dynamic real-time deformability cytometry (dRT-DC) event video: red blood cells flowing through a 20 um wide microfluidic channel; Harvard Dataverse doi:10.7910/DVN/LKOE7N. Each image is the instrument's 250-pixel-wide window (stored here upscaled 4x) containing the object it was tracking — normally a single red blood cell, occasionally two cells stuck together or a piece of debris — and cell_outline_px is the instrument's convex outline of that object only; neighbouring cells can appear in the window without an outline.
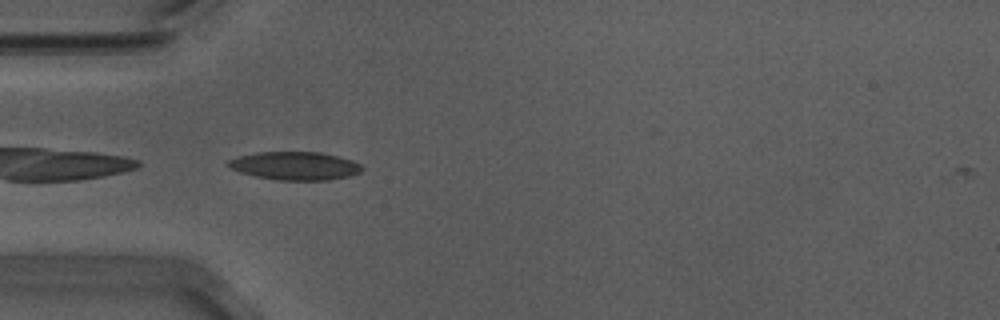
{"species": "Egyptian fruit bat (a non-hibernating species)", "species_latin": "Rousettus aegyptiacus", "temperature_condition": "warm", "stored_images_in_passage": 40, "camera_frame_rate_fps": 3000, "um_per_image_px": 0.085, "animal": {"sex": "male"}, "frame": {"image": 1, "passage_image": 1, "time_ms": 0.0, "image_size_px": [1000, 320], "cell_outline_px": [[360, 168], [356, 172], [340, 176], [312, 180], [304, 180], [264, 176], [248, 172], [236, 168], [228, 164], [236, 160], [248, 156], [268, 152], [308, 152], [328, 156], [344, 160], [356, 164]], "centroid_in_image_um": [25.1, 14.08], "position_along_channel_um": 59.9, "area_um2": 18.73}}
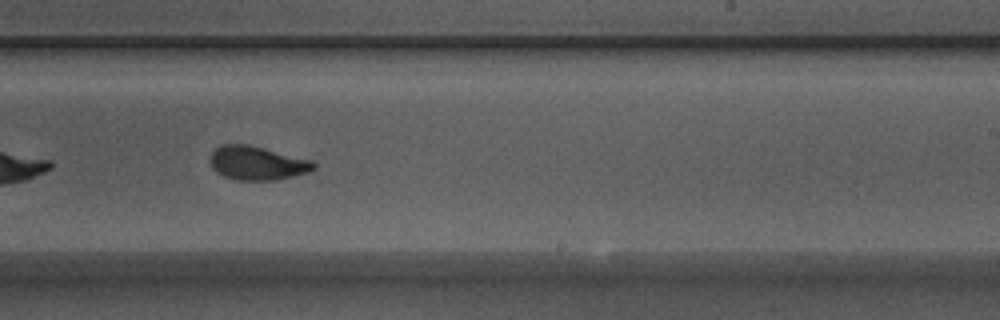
{"frame": {"image": 2, "passage_image": 18, "time_ms": 5.667, "image_size_px": [1000, 320], "cell_outline_px": [[312, 168], [300, 172], [284, 176], [232, 176], [220, 172], [212, 164], [212, 156], [220, 148], [256, 148], [312, 164]], "centroid_in_image_um": [21.76, 13.86], "position_along_channel_um": 267.2, "area_um2": 15.37}}
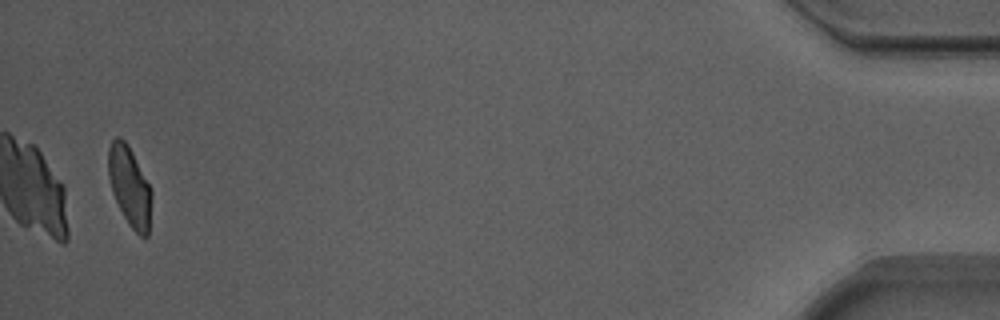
{"frame": {"image": 3, "passage_image": 38, "time_ms": 12.333, "image_size_px": [1000, 320], "cell_outline_px": [[148, 232], [144, 236], [128, 220], [112, 188], [108, 168], [108, 156], [112, 144], [116, 140], [120, 140], [128, 148], [148, 184]], "centroid_in_image_um": [10.98, 15.79], "position_along_channel_um": 424.2, "area_um2": 17.05}, "authors_computed_cell_mechanics": {"area_um2": 17.1377, "velocity_mm_per_s": 3.7059, "shape_relaxation_time_tau1_ms": 6.2451, "shape_relaxation_time_tau2_ms": 1.275, "deformation_change_tau1": 0.1809, "deformation_change_tau2": 0.0587}}